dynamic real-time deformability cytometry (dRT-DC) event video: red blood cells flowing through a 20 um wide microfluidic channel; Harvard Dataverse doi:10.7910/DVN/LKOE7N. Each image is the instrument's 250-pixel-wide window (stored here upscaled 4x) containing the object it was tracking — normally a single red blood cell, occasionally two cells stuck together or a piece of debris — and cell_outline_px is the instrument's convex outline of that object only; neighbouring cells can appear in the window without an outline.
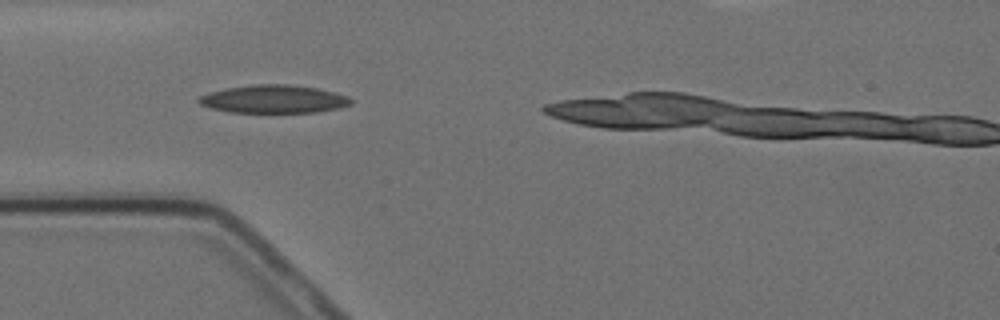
{"species": "Egyptian fruit bat (a non-hibernating species)", "species_latin": "Rousettus aegyptiacus", "temperature_condition": "cold", "stored_images_in_passage": 11, "camera_frame_rate_fps": 3000, "um_per_image_px": 0.085, "animal": {"sex": "female"}, "frame": {"image": 1, "passage_image": 2, "time_ms": 2.0, "image_size_px": [1000, 320], "cell_outline_px": [[352, 104], [336, 108], [316, 112], [232, 112], [212, 108], [200, 104], [196, 100], [200, 96], [208, 92], [224, 88], [252, 84], [288, 84], [316, 88], [336, 92], [348, 96], [352, 100]], "centroid_in_image_um": [23.25, 8.41], "position_along_channel_um": 61.8, "area_um2": 24.85}}
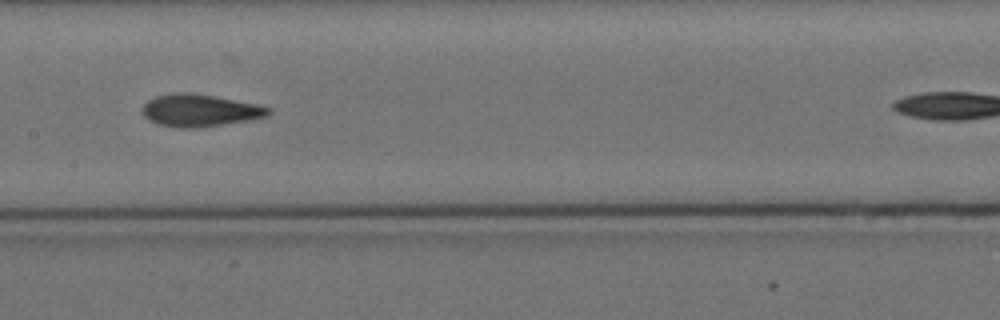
{"frame": {"image": 2, "passage_image": 5, "time_ms": 5.667, "image_size_px": [1000, 320], "cell_outline_px": [[272, 112], [268, 116], [248, 120], [192, 128], [180, 128], [156, 124], [148, 120], [144, 116], [144, 104], [148, 100], [156, 96], [172, 92], [188, 92], [212, 96], [256, 104], [272, 108]], "centroid_in_image_um": [16.97, 9.38], "position_along_channel_um": 190.4, "area_um2": 23.47}}
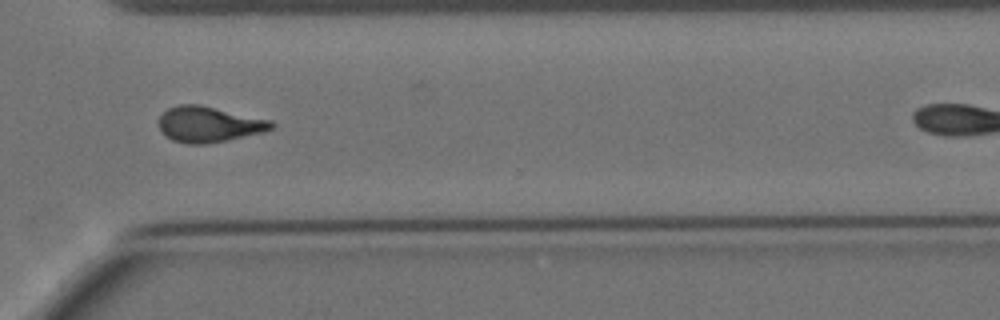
{"frame": {"image": 3, "passage_image": 9, "time_ms": 10.333, "image_size_px": [1000, 320], "cell_outline_px": [[276, 124], [272, 128], [264, 132], [204, 144], [188, 144], [172, 140], [164, 136], [160, 132], [160, 116], [168, 108], [180, 104], [196, 104], [272, 120]], "centroid_in_image_um": [17.74, 10.57], "position_along_channel_um": 352.9, "area_um2": 23.18}}